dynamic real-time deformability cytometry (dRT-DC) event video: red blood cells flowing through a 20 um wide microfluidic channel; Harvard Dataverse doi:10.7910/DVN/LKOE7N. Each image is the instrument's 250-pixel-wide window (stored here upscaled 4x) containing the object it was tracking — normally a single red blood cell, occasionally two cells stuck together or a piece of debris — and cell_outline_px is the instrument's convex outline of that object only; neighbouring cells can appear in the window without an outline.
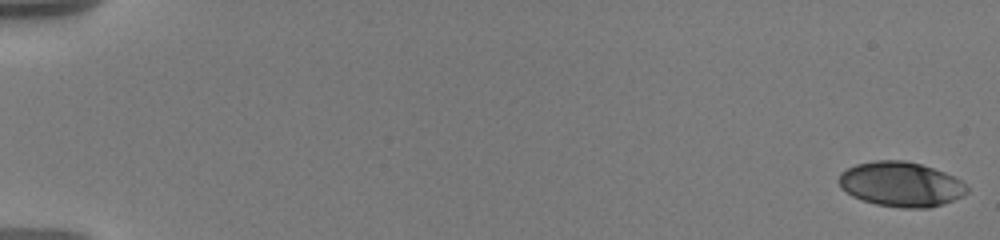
{"species": "human", "species_latin": "Homo sapiens", "temperature_condition": "warm", "stored_images_in_passage": 68, "camera_frame_rate_fps": 3000, "um_per_image_px": 0.085, "donor": {"sex": "male"}, "frame": {"image": 1, "passage_image": 1, "time_ms": 0.0, "image_size_px": [1000, 240], "cell_outline_px": [[968, 192], [964, 196], [944, 204], [928, 208], [900, 208], [876, 204], [860, 200], [852, 196], [840, 188], [836, 180], [840, 172], [856, 164], [876, 160], [904, 160], [920, 164], [944, 172], [960, 180], [968, 188]], "centroid_in_image_um": [76.54, 15.67], "position_along_channel_um": 8.5, "area_um2": 33.76}}
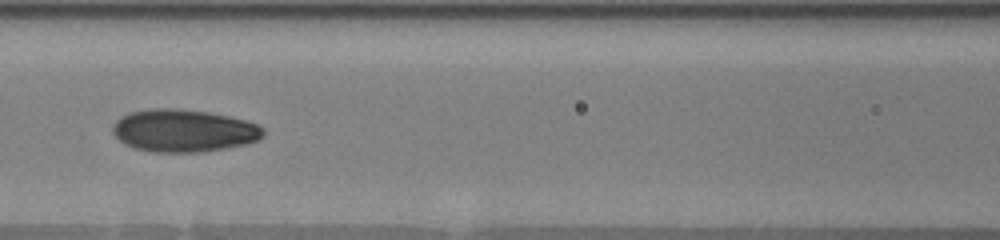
{"frame": {"image": 2, "passage_image": 32, "time_ms": 9.0, "image_size_px": [1000, 240], "cell_outline_px": [[264, 136], [248, 144], [200, 152], [152, 152], [136, 148], [124, 144], [112, 132], [112, 128], [116, 120], [120, 116], [128, 112], [152, 108], [176, 108], [208, 112], [228, 116], [244, 120], [256, 124], [264, 128]], "centroid_in_image_um": [15.59, 11.1], "position_along_channel_um": 151.0, "area_um2": 37.4}}
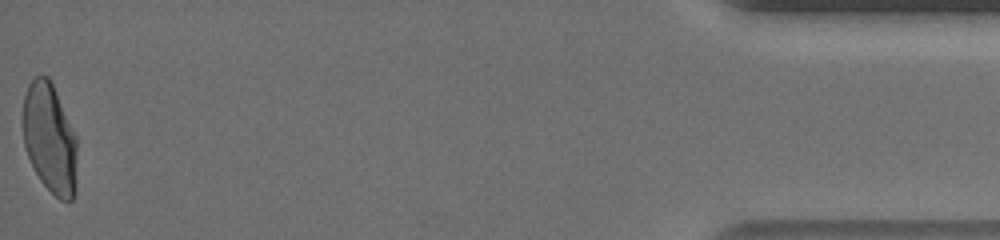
{"frame": {"image": 3, "passage_image": 68, "time_ms": 19.0, "image_size_px": [1000, 240], "cell_outline_px": [[76, 192], [72, 200], [60, 200], [40, 180], [28, 156], [24, 144], [20, 120], [24, 96], [28, 84], [36, 76], [48, 76], [52, 84], [76, 136]], "centroid_in_image_um": [4.2, 11.76], "position_along_channel_um": 431.0, "area_um2": 34.85}, "authors_computed_cell_mechanics": {"area_um2": 34.5355, "velocity_mm_per_s": 3.6042, "shape_relaxation_time_tau1_ms": 6.5089, "shape_relaxation_time_tau2_ms": null, "deformation_change_tau1": 0.1905, "deformation_change_tau2": null}}